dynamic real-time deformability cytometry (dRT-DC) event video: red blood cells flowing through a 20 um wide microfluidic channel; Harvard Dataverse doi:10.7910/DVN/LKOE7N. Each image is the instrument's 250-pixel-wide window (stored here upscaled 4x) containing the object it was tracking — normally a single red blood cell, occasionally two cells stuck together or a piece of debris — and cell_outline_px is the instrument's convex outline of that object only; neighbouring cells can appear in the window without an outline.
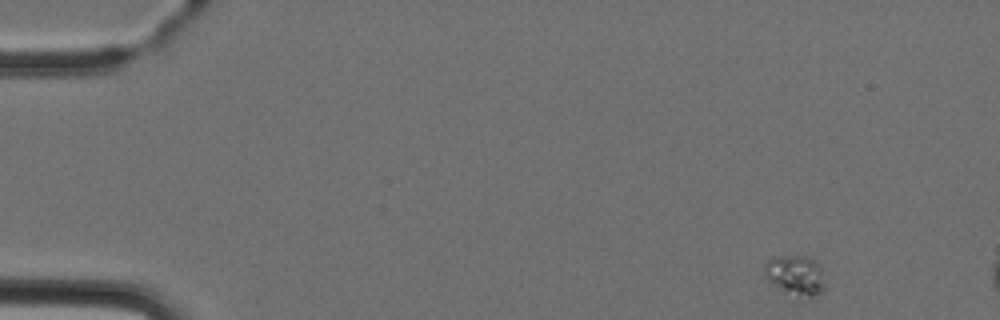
{"species": "Egyptian fruit bat (a non-hibernating species)", "species_latin": "Rousettus aegyptiacus", "temperature_condition": "cold", "stored_images_in_passage": 2, "camera_frame_rate_fps": 3000, "um_per_image_px": 0.085, "animal": {"sex": "female"}, "frame": {"image": 1, "passage_image": 1, "time_ms": 0.0, "image_size_px": [1000, 320], "cell_outline_px": [[824, 292], [812, 296], [808, 296], [784, 288], [768, 280], [764, 276], [764, 264], [772, 256], [808, 256], [820, 268], [824, 288]], "centroid_in_image_um": [67.58, 23.31], "position_along_channel_um": 17.4, "area_um2": 13.18}}